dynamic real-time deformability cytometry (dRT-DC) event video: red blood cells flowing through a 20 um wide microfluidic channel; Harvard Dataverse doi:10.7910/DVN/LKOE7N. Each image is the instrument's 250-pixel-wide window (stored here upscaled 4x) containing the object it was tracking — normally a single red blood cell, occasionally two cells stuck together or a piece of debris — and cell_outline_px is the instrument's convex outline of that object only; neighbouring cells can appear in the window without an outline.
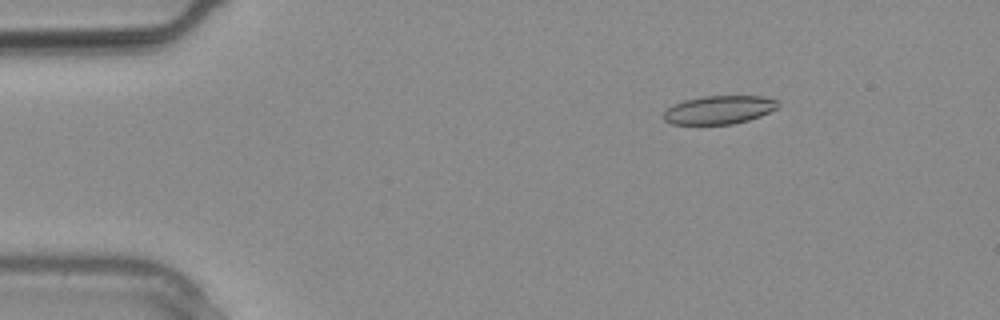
{"species": "common noctule bat (a hibernating species)", "species_latin": "Nyctalus noctula", "temperature_condition": "warm", "stored_images_in_passage": 3, "camera_frame_rate_fps": 3000, "um_per_image_px": 0.085, "animal": {"sex": "male", "body_mass_g": 20.4}, "frame": {"image": 1, "passage_image": 1, "time_ms": 0.0, "image_size_px": [1000, 320], "cell_outline_px": [[780, 104], [776, 108], [760, 116], [748, 120], [732, 124], [672, 124], [664, 120], [664, 108], [672, 104], [684, 100], [704, 96], [764, 96], [776, 100]], "centroid_in_image_um": [61.08, 9.33], "position_along_channel_um": 23.9, "area_um2": 18.96}}